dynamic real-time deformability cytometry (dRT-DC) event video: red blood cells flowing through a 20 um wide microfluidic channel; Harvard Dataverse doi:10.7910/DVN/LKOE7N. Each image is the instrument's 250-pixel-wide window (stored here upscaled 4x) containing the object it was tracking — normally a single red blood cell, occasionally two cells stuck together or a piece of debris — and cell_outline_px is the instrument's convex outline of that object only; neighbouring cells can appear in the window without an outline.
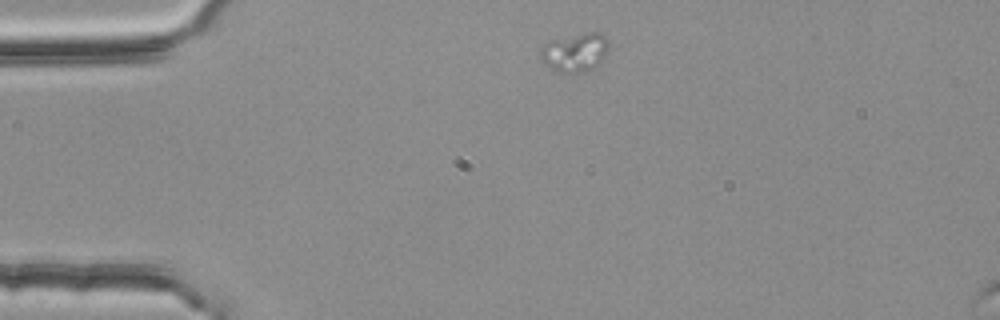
{"species": "common noctule bat (a hibernating species)", "species_latin": "Nyctalus noctula", "temperature_condition": "room temperature", "stored_images_in_passage": 2, "segment_of_instrument_passage": [1, 2], "camera_frame_rate_fps": 3000, "um_per_image_px": 0.085, "animal": {"sex": "female", "body_mass_g": 25.1}, "frame": {"image": 1, "passage_image": 1, "time_ms": 0.0, "image_size_px": [1000, 320], "cell_outline_px": [[608, 52], [592, 68], [576, 72], [560, 72], [544, 64], [540, 60], [540, 48], [548, 40], [588, 32], [600, 32], [608, 40]], "centroid_in_image_um": [48.83, 4.41], "position_along_channel_um": 36.2, "area_um2": 15.2}}